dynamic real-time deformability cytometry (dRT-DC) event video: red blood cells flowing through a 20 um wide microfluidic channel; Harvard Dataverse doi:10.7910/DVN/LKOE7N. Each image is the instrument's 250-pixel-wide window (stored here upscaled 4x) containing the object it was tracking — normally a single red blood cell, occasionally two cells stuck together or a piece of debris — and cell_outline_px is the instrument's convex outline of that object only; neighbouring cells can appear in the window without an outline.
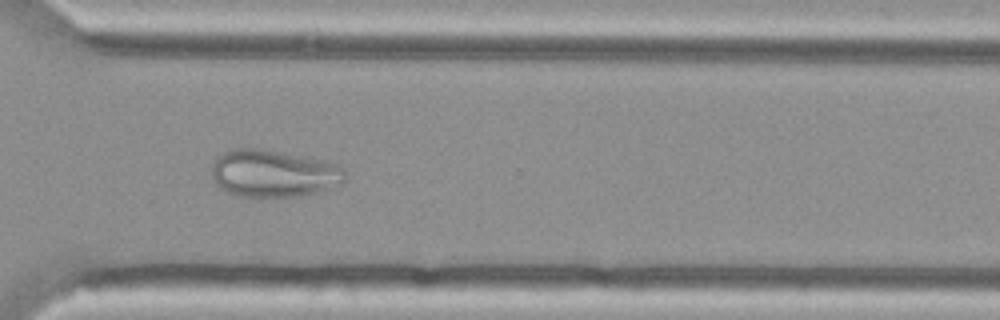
{"species": "Egyptian fruit bat (a non-hibernating species)", "species_latin": "Rousettus aegyptiacus", "temperature_condition": "cold", "stored_images_in_passage": 52, "camera_frame_rate_fps": 3000, "um_per_image_px": 0.085, "animal": {"sex": "female"}, "frame": {"image": 1, "passage_image": 38, "time_ms": 12.333, "image_size_px": [1000, 320], "cell_outline_px": [[344, 180], [340, 184], [316, 192], [296, 196], [240, 196], [228, 192], [220, 188], [212, 180], [212, 164], [216, 156], [228, 148], [264, 148], [324, 160], [336, 164], [344, 168]], "centroid_in_image_um": [23.19, 14.71], "position_along_channel_um": 347.4, "area_um2": 36.93}}
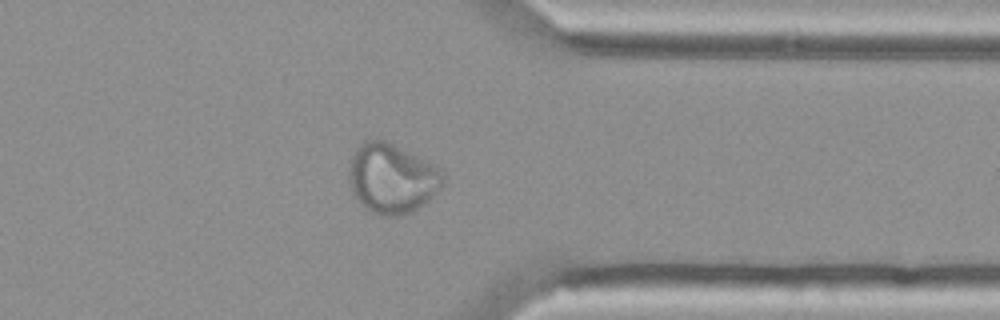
{"frame": {"image": 2, "passage_image": 41, "time_ms": 13.333, "image_size_px": [1000, 320], "cell_outline_px": [[444, 184], [424, 204], [412, 212], [400, 216], [384, 216], [368, 212], [360, 204], [352, 192], [348, 184], [348, 168], [352, 156], [356, 148], [364, 140], [380, 136], [440, 168], [444, 172]], "centroid_in_image_um": [33.27, 15.15], "position_along_channel_um": 378.1, "area_um2": 39.07}}
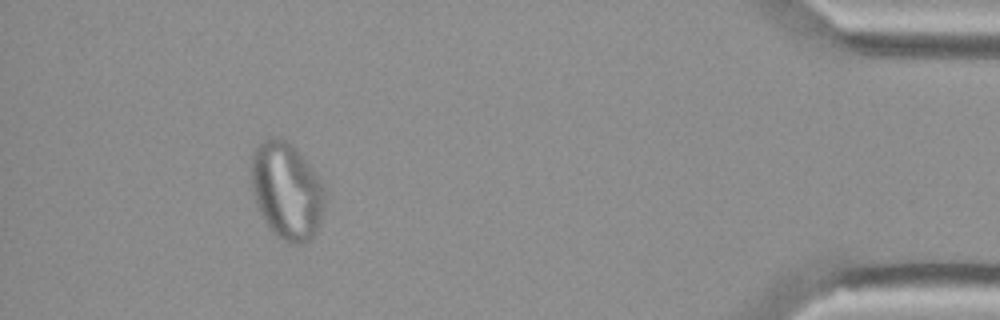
{"frame": {"image": 3, "passage_image": 48, "time_ms": 15.667, "image_size_px": [1000, 320], "cell_outline_px": [[324, 204], [320, 224], [316, 232], [308, 240], [300, 244], [288, 244], [272, 232], [268, 228], [260, 216], [252, 192], [252, 152], [264, 140], [272, 136], [276, 136], [288, 140], [316, 172], [324, 188]], "centroid_in_image_um": [24.36, 16.23], "position_along_channel_um": 410.8, "area_um2": 41.85}}